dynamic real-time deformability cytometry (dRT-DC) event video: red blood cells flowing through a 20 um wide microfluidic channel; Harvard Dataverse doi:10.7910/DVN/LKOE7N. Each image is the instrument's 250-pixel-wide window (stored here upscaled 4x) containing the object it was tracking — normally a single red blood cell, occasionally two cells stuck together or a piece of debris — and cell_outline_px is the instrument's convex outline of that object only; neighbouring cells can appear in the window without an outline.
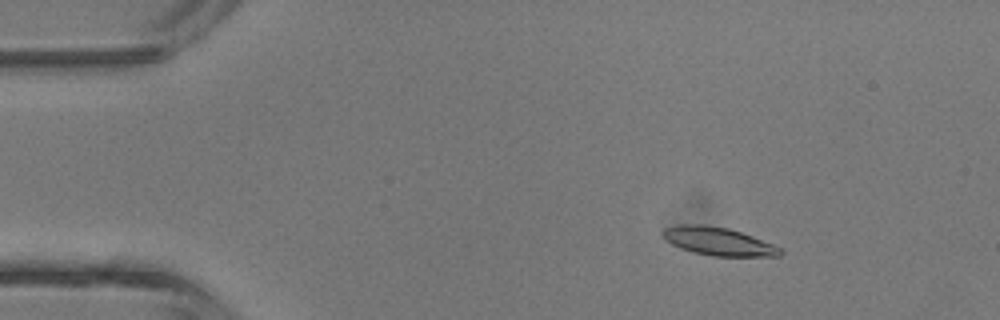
{"species": "common noctule bat (a hibernating species)", "species_latin": "Nyctalus noctula", "temperature_condition": "room temperature", "stored_images_in_passage": 3, "camera_frame_rate_fps": 3000, "um_per_image_px": 0.085, "animal": {"sex": "male", "body_mass_g": 13.3}, "frame": {"image": 1, "passage_image": 1, "time_ms": 0.0, "image_size_px": [1000, 320], "cell_outline_px": [[784, 252], [780, 256], [712, 256], [692, 252], [680, 248], [664, 240], [660, 232], [664, 228], [680, 224], [704, 224], [728, 228], [752, 236], [772, 244], [780, 248]], "centroid_in_image_um": [61.0, 20.51], "position_along_channel_um": 24.0, "area_um2": 19.36}}
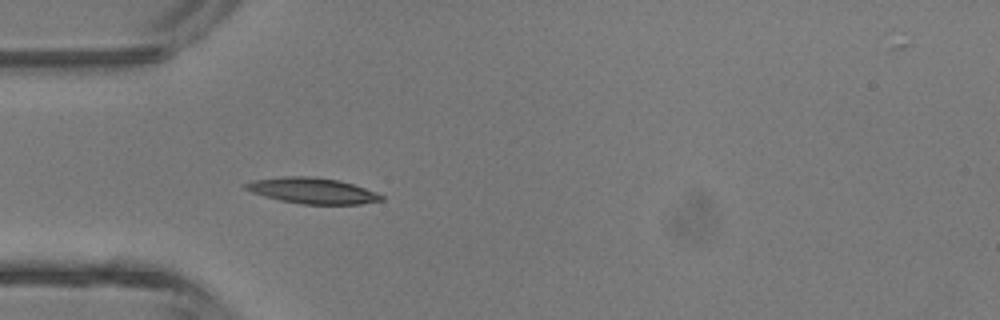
{"frame": {"image": 2, "passage_image": 3, "time_ms": 2.333, "image_size_px": [1000, 320], "cell_outline_px": [[384, 200], [360, 204], [304, 204], [280, 200], [264, 196], [252, 192], [244, 188], [240, 184], [252, 180], [284, 176], [308, 176], [336, 180], [352, 184], [376, 192], [384, 196]], "centroid_in_image_um": [26.51, 16.21], "position_along_channel_um": 58.5, "area_um2": 20.35}}